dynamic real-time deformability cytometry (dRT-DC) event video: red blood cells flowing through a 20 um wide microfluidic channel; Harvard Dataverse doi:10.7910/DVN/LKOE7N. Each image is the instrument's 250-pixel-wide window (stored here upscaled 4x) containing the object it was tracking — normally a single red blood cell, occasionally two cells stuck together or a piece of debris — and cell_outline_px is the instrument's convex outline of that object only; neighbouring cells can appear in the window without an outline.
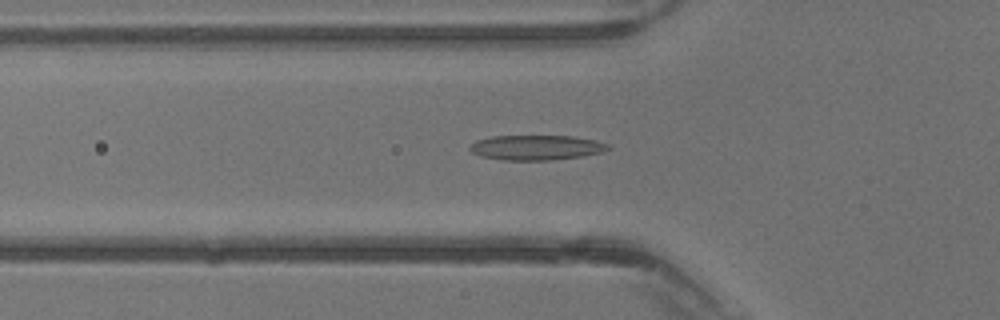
{"species": "common noctule bat (a hibernating species)", "species_latin": "Nyctalus noctula", "temperature_condition": "warm", "stored_images_in_passage": 38, "camera_frame_rate_fps": 3000, "um_per_image_px": 0.085, "animal": {"sex": "male", "body_mass_g": 13.3}, "frame": {"image": 1, "passage_image": 14, "time_ms": 4.333, "image_size_px": [1000, 320], "cell_outline_px": [[612, 148], [600, 152], [584, 156], [552, 160], [504, 160], [480, 156], [472, 152], [468, 148], [476, 140], [492, 136], [572, 136], [596, 140], [608, 144]], "centroid_in_image_um": [45.59, 12.54], "position_along_channel_um": 80.2, "area_um2": 20.11}}
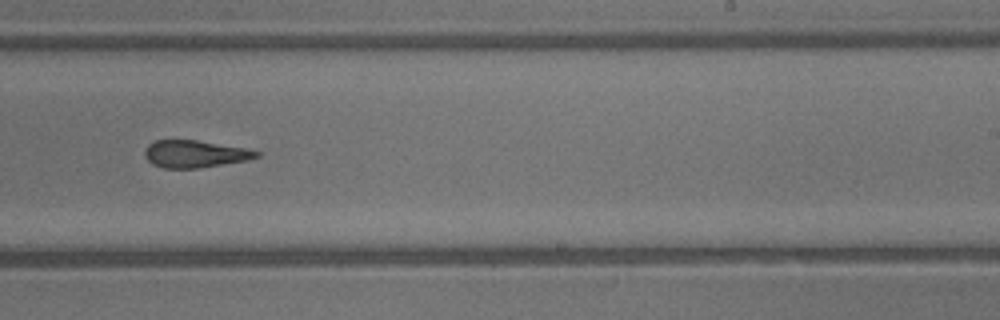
{"frame": {"image": 2, "passage_image": 25, "time_ms": 8.0, "image_size_px": [1000, 320], "cell_outline_px": [[260, 156], [248, 160], [200, 168], [164, 168], [152, 164], [144, 156], [144, 148], [148, 144], [156, 140], [196, 140], [244, 148], [260, 152]], "centroid_in_image_um": [16.53, 13.09], "position_along_channel_um": 272.5, "area_um2": 17.74}}
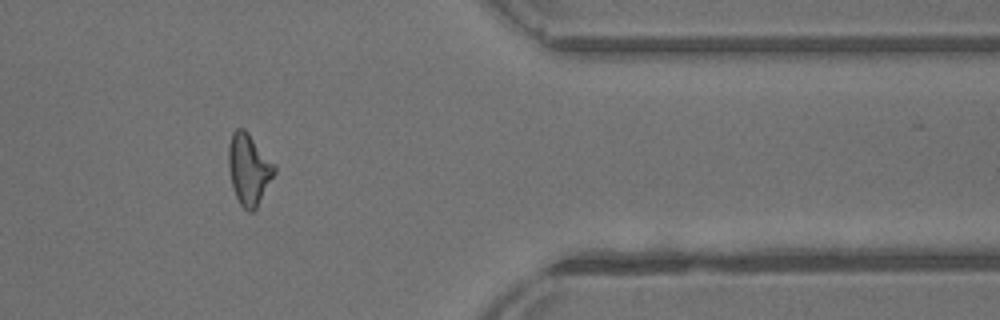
{"frame": {"image": 3, "passage_image": 33, "time_ms": 10.667, "image_size_px": [1000, 320], "cell_outline_px": [[276, 172], [256, 208], [252, 212], [248, 212], [240, 204], [236, 196], [232, 184], [228, 168], [228, 144], [232, 132], [236, 128], [244, 128], [248, 132], [276, 164]], "centroid_in_image_um": [21.16, 14.35], "position_along_channel_um": 390.2, "area_um2": 19.19}}